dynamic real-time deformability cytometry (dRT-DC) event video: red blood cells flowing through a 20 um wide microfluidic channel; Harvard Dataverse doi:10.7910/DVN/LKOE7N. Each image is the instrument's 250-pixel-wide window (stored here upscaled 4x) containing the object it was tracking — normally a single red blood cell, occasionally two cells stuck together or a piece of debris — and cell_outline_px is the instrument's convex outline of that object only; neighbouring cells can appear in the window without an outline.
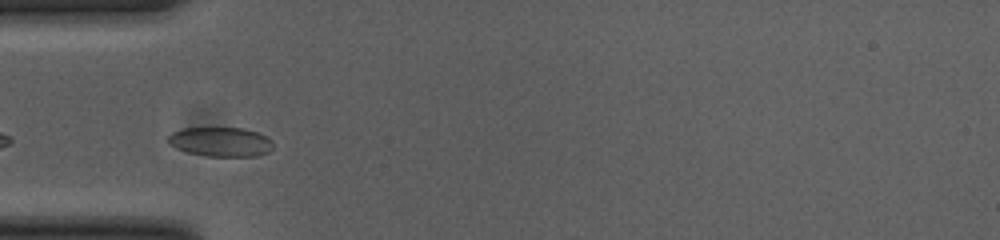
{"species": "common noctule bat (a hibernating species)", "species_latin": "Nyctalus noctula", "temperature_condition": "cold", "stored_images_in_passage": 10, "camera_frame_rate_fps": 3000, "um_per_image_px": 0.085, "animal": {"sex": "female", "body_mass_g": 23.0, "forearm_length_mm": 53.4}, "frame": {"image": 1, "passage_image": 1, "time_ms": 0.0, "image_size_px": [1000, 240], "cell_outline_px": [[272, 148], [268, 152], [256, 156], [208, 156], [188, 152], [176, 148], [168, 144], [168, 136], [172, 132], [184, 128], [244, 128], [256, 132], [272, 140]], "centroid_in_image_um": [18.74, 12.05], "position_along_channel_um": 66.3, "area_um2": 17.86}}
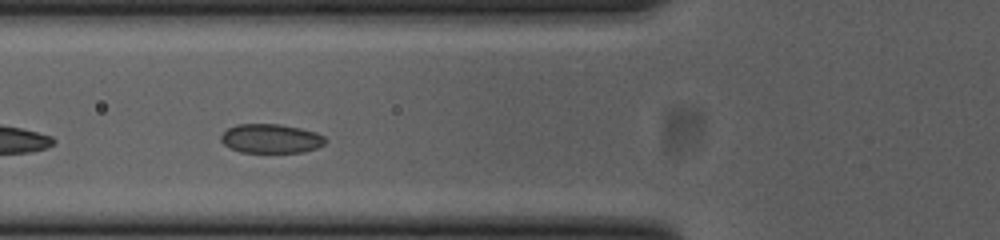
{"frame": {"image": 2, "passage_image": 4, "time_ms": 1.0, "image_size_px": [1000, 240], "cell_outline_px": [[328, 140], [324, 144], [316, 148], [304, 152], [240, 152], [224, 144], [220, 140], [220, 136], [228, 128], [236, 124], [280, 124], [300, 128], [316, 132], [324, 136]], "centroid_in_image_um": [23.04, 11.77], "position_along_channel_um": 102.8, "area_um2": 17.74}}
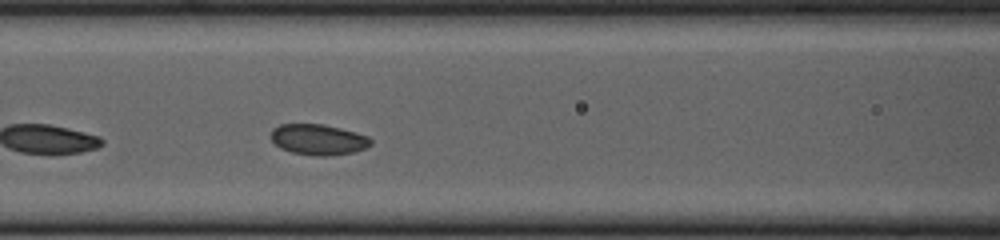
{"frame": {"image": 3, "passage_image": 7, "time_ms": 2.0, "image_size_px": [1000, 240], "cell_outline_px": [[372, 144], [368, 148], [352, 152], [332, 156], [316, 156], [292, 152], [280, 148], [272, 140], [272, 128], [280, 124], [324, 124], [356, 132], [368, 136], [372, 140]], "centroid_in_image_um": [27.09, 11.86], "position_along_channel_um": 139.5, "area_um2": 17.98}}